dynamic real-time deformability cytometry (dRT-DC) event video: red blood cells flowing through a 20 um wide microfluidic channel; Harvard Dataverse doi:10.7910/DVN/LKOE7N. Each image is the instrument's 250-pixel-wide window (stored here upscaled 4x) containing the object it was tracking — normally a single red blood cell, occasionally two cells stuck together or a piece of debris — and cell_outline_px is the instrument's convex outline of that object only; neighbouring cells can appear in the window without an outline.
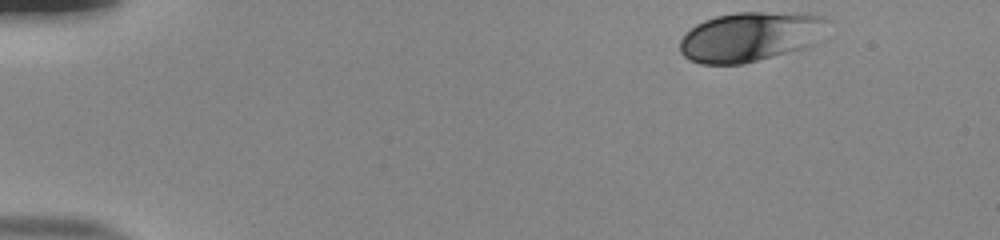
{"species": "human", "species_latin": "Homo sapiens", "temperature_condition": "room temperature", "stored_images_in_passage": 48, "camera_frame_rate_fps": 3000, "um_per_image_px": 0.085, "donor": {"sex": "male"}, "frame": {"image": 1, "passage_image": 1, "time_ms": 0.0, "image_size_px": [1000, 240], "cell_outline_px": [[832, 20], [812, 44], [804, 48], [744, 64], [700, 64], [688, 60], [680, 52], [680, 40], [696, 24], [704, 20], [716, 16], [736, 12], [808, 12]], "centroid_in_image_um": [63.79, 3.1], "position_along_channel_um": 21.2, "area_um2": 42.95}}
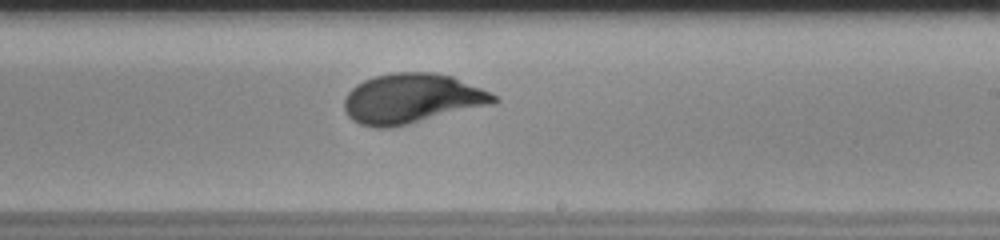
{"frame": {"image": 2, "passage_image": 28, "time_ms": 9.0, "image_size_px": [1000, 240], "cell_outline_px": [[500, 100], [492, 104], [392, 128], [376, 128], [360, 124], [352, 120], [348, 116], [344, 108], [344, 100], [348, 92], [356, 84], [364, 80], [376, 76], [396, 72], [436, 72], [452, 76], [480, 88], [496, 96]], "centroid_in_image_um": [34.98, 8.38], "position_along_channel_um": 254.0, "area_um2": 43.29}}
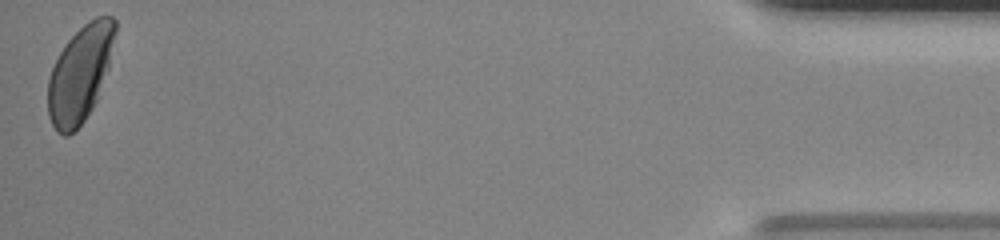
{"frame": {"image": 3, "passage_image": 48, "time_ms": 15.667, "image_size_px": [1000, 240], "cell_outline_px": [[116, 32], [108, 68], [96, 100], [92, 108], [84, 120], [68, 136], [64, 136], [56, 132], [48, 116], [48, 80], [52, 68], [64, 44], [88, 20], [96, 16], [112, 16], [116, 20]], "centroid_in_image_um": [6.8, 6.26], "position_along_channel_um": 428.4, "area_um2": 37.45}, "authors_computed_cell_mechanics": {"area_um2": 41.8183, "velocity_mm_per_s": 3.8139, "shape_relaxation_time_tau1_ms": 3.4418, "shape_relaxation_time_tau2_ms": null, "deformation_change_tau1": 0.1467, "deformation_change_tau2": null}}